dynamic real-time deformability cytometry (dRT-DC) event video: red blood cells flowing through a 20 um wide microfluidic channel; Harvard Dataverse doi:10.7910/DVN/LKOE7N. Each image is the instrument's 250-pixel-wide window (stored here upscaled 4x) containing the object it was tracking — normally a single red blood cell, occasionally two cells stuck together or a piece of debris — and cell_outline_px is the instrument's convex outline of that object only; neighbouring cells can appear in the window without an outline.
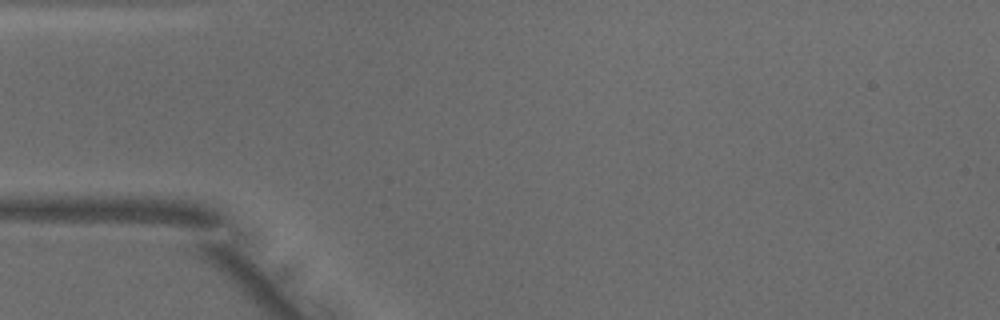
{"species": "common noctule bat (a hibernating species)", "species_latin": "Nyctalus noctula", "temperature_condition": "warm", "stored_images_in_passage": 1, "camera_frame_rate_fps": 3000, "um_per_image_px": 0.085, "animal": {"sex": "male", "body_mass_g": 18.8}, "frame": {"image": 1, "passage_image": 1, "time_ms": 0.0, "image_size_px": [1000, 320], "cell_outline_px": [[284, 304], [276, 300], [196, 244], [200, 240], [220, 240], [240, 252], [276, 288], [284, 300]], "centroid_in_image_um": [20.4, 22.59], "position_along_channel_um": 64.6, "area_um2": 10.23}}